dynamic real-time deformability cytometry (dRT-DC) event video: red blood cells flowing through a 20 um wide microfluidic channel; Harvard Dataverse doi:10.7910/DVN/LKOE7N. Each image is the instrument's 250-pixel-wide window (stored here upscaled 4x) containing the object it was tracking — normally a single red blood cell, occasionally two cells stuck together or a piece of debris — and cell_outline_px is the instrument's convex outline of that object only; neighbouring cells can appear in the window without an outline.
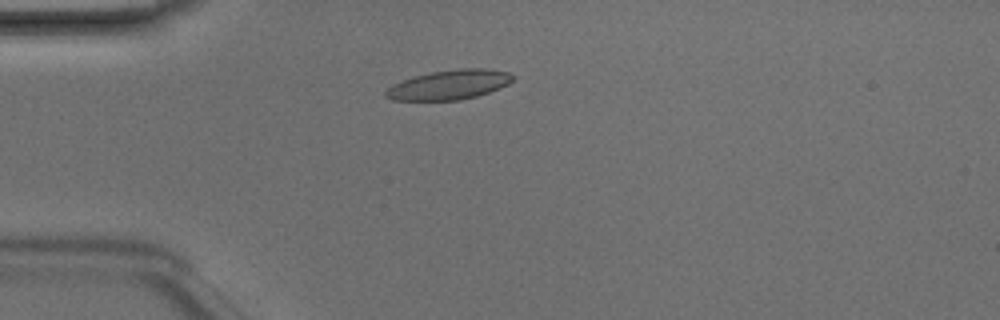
{"species": "Egyptian fruit bat (a non-hibernating species)", "species_latin": "Rousettus aegyptiacus", "temperature_condition": "room temperature", "stored_images_in_passage": 46, "camera_frame_rate_fps": 3000, "um_per_image_px": 0.085, "animal": {"sex": "male"}, "frame": {"image": 1, "passage_image": 11, "time_ms": 3.333, "image_size_px": [1000, 320], "cell_outline_px": [[516, 76], [508, 84], [500, 88], [476, 96], [460, 100], [392, 100], [384, 96], [384, 92], [392, 84], [416, 76], [432, 72], [460, 68], [484, 68], [508, 72]], "centroid_in_image_um": [38.19, 7.2], "position_along_channel_um": 46.8, "area_um2": 21.79}}
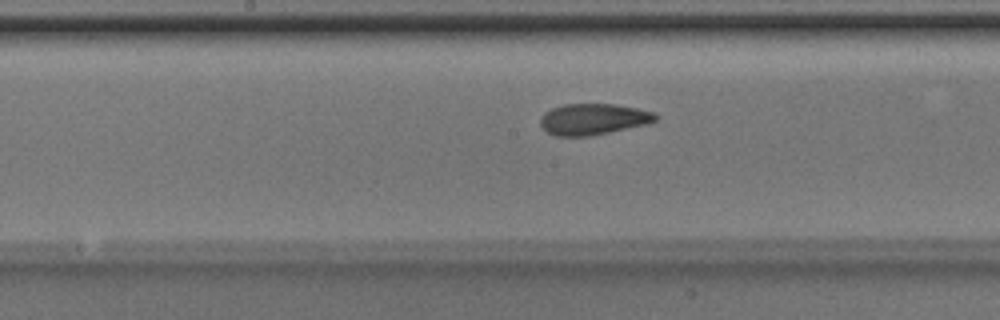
{"frame": {"image": 2, "passage_image": 23, "time_ms": 7.333, "image_size_px": [1000, 320], "cell_outline_px": [[656, 120], [648, 124], [592, 136], [556, 136], [548, 132], [540, 124], [540, 116], [544, 112], [552, 108], [564, 104], [616, 104], [636, 108], [652, 112], [656, 116]], "centroid_in_image_um": [50.4, 10.13], "position_along_channel_um": 197.8, "area_um2": 20.92}}
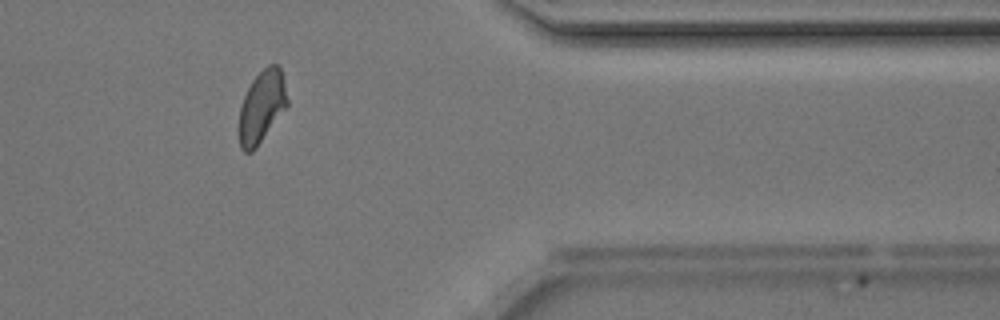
{"frame": {"image": 3, "passage_image": 38, "time_ms": 12.333, "image_size_px": [1000, 320], "cell_outline_px": [[288, 104], [256, 148], [252, 152], [244, 152], [240, 148], [236, 128], [240, 108], [244, 96], [252, 80], [268, 64], [276, 64], [280, 68], [288, 100]], "centroid_in_image_um": [22.19, 9.12], "position_along_channel_um": 389.2, "area_um2": 20.35}, "authors_computed_cell_mechanics": {"area_um2": 20.9814, "velocity_mm_per_s": 4.2004, "shape_relaxation_time_tau1_ms": 4.4524, "shape_relaxation_time_tau2_ms": 1.8503, "deformation_change_tau1": 0.141, "deformation_change_tau2": 0.0646}}